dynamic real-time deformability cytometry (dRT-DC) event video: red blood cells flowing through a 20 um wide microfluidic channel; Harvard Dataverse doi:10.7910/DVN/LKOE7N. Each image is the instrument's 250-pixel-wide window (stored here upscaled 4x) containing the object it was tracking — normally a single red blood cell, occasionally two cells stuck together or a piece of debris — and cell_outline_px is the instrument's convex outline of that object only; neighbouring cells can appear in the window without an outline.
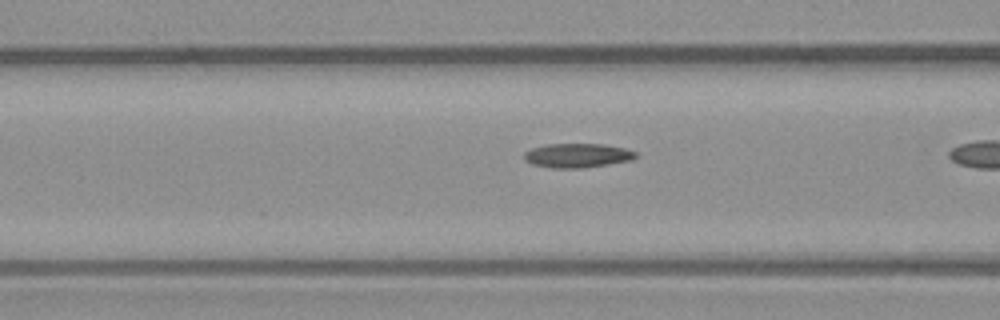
{"species": "common noctule bat (a hibernating species)", "species_latin": "Nyctalus noctula", "temperature_condition": "warm", "stored_images_in_passage": 22, "camera_frame_rate_fps": 3000, "um_per_image_px": 0.085, "animal": {"sex": "male", "body_mass_g": 23.1, "forearm_length_mm": 52.7}, "frame": {"image": 1, "passage_image": 16, "time_ms": 5.0, "image_size_px": [1000, 320], "cell_outline_px": [[636, 156], [632, 160], [584, 168], [552, 168], [532, 164], [524, 160], [524, 152], [532, 148], [548, 144], [604, 144], [624, 148], [636, 152]], "centroid_in_image_um": [49.06, 13.22], "position_along_channel_um": 117.5, "area_um2": 15.72}}
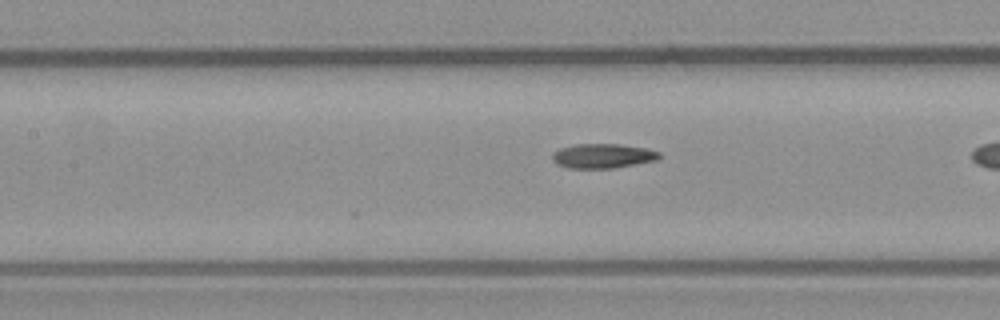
{"frame": {"image": 2, "passage_image": 19, "time_ms": 6.0, "image_size_px": [1000, 320], "cell_outline_px": [[660, 156], [656, 160], [612, 168], [568, 168], [556, 164], [552, 160], [552, 152], [560, 148], [576, 144], [620, 144], [648, 148], [660, 152]], "centroid_in_image_um": [51.21, 13.24], "position_along_channel_um": 156.2, "area_um2": 15.32}}